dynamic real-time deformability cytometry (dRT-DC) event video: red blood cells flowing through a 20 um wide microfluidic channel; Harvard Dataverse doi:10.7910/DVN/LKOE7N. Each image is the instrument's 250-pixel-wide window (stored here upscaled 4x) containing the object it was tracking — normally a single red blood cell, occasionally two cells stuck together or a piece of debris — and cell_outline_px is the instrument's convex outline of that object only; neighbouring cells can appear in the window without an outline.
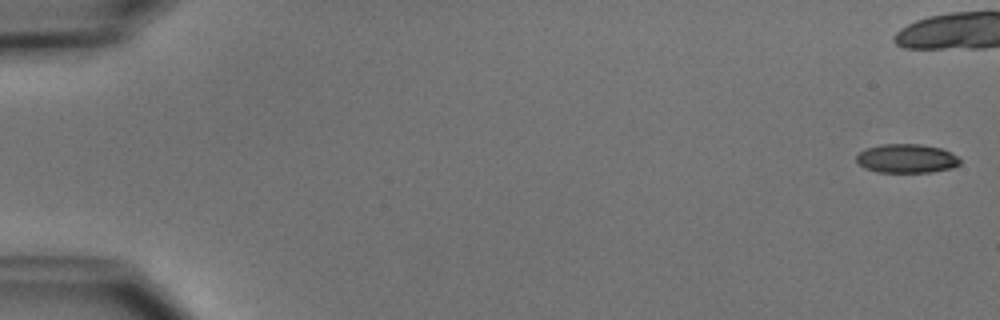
{"species": "common noctule bat (a hibernating species)", "species_latin": "Nyctalus noctula", "temperature_condition": "cold", "stored_images_in_passage": 7, "camera_frame_rate_fps": 3000, "um_per_image_px": 0.085, "animal": {"sex": "male", "body_mass_g": 15.6}, "frame": {"image": 1, "passage_image": 1, "time_ms": 0.0, "image_size_px": [1000, 320], "cell_outline_px": [[960, 164], [952, 168], [932, 172], [876, 172], [864, 168], [856, 160], [856, 156], [864, 148], [880, 144], [920, 144], [940, 148], [952, 152], [960, 160]], "centroid_in_image_um": [77.05, 13.47], "position_along_channel_um": 8.0, "area_um2": 17.57}}